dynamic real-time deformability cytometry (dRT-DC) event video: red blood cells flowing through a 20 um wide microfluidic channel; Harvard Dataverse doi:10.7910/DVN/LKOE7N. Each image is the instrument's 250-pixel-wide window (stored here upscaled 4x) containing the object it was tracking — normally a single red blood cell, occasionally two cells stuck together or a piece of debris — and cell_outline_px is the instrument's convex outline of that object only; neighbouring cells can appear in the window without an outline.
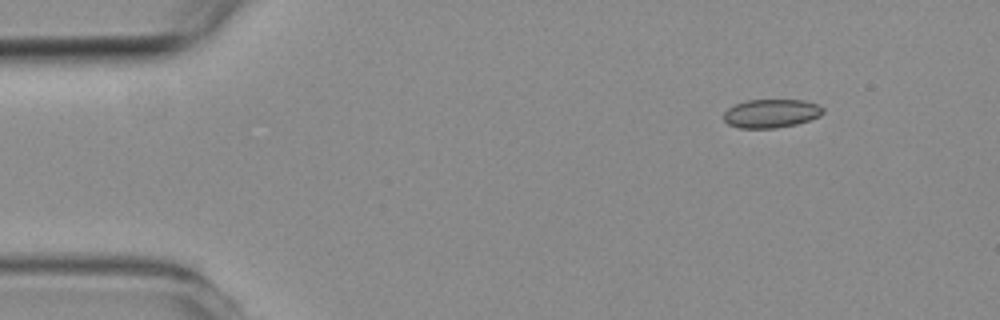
{"species": "common noctule bat (a hibernating species)", "species_latin": "Nyctalus noctula", "temperature_condition": "room temperature", "stored_images_in_passage": 6, "camera_frame_rate_fps": 3000, "um_per_image_px": 0.085, "animal": {"sex": "female", "body_mass_g": 19.3, "forearm_length_mm": 54.1}, "frame": {"image": 1, "passage_image": 1, "time_ms": 0.0, "image_size_px": [1000, 320], "cell_outline_px": [[824, 112], [820, 116], [796, 124], [776, 128], [740, 128], [728, 124], [724, 120], [724, 112], [728, 108], [736, 104], [748, 100], [804, 100], [816, 104], [824, 108]], "centroid_in_image_um": [65.55, 9.64], "position_along_channel_um": 19.4, "area_um2": 16.47}}
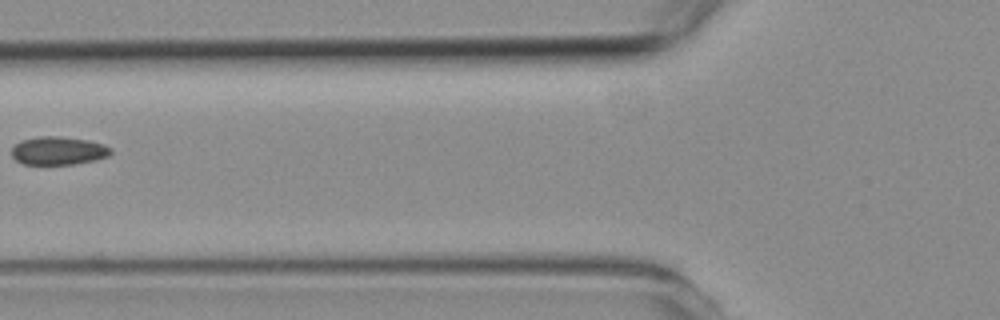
{"frame": {"image": 2, "passage_image": 5, "time_ms": 4.667, "image_size_px": [1000, 320], "cell_outline_px": [[112, 152], [108, 156], [96, 160], [72, 164], [24, 164], [16, 160], [12, 156], [12, 148], [20, 140], [40, 136], [60, 136], [88, 140], [104, 144], [112, 148]], "centroid_in_image_um": [4.98, 12.8], "position_along_channel_um": 120.8, "area_um2": 16.36}}
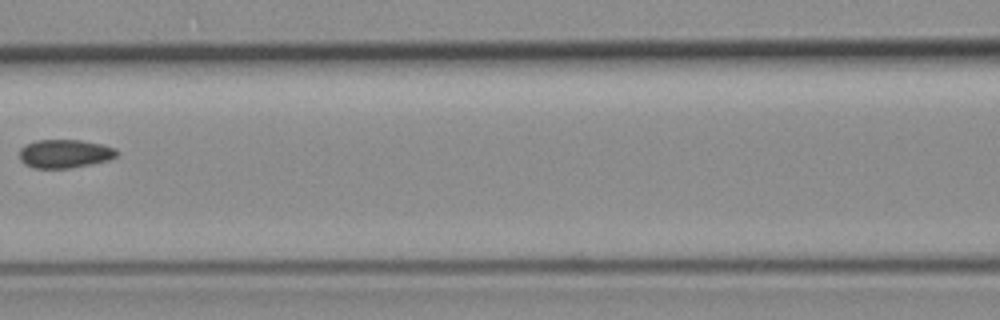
{"frame": {"image": 3, "passage_image": 6, "time_ms": 5.667, "image_size_px": [1000, 320], "cell_outline_px": [[120, 152], [116, 156], [108, 160], [72, 168], [32, 168], [24, 164], [20, 160], [20, 148], [36, 140], [80, 140], [100, 144], [116, 148]], "centroid_in_image_um": [5.51, 13.07], "position_along_channel_um": 161.1, "area_um2": 16.18}}